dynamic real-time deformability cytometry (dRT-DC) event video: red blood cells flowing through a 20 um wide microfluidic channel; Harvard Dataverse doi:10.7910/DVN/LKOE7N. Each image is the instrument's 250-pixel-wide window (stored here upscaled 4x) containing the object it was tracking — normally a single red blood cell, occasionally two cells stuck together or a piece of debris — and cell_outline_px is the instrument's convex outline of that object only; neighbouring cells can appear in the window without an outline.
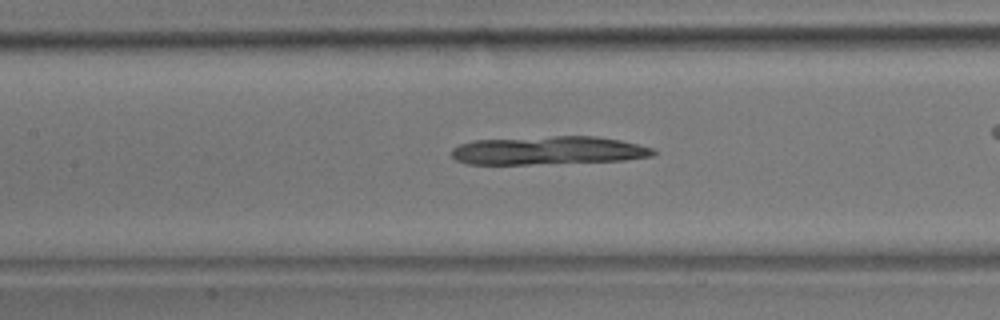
{"species": "common noctule bat (a hibernating species)", "species_latin": "Nyctalus noctula", "temperature_condition": "room temperature", "stored_images_in_passage": 36, "camera_frame_rate_fps": 3000, "um_per_image_px": 0.085, "animal": {"sex": "male", "body_mass_g": 17.9}, "frame": {"image": 1, "passage_image": 18, "time_ms": 5.667, "image_size_px": [1000, 320], "cell_outline_px": [[656, 152], [652, 156], [624, 160], [528, 164], [468, 164], [456, 160], [452, 156], [452, 148], [460, 144], [472, 140], [552, 136], [596, 136], [620, 140], [652, 148]], "centroid_in_image_um": [46.57, 12.78], "position_along_channel_um": 160.8, "area_um2": 33.18}}
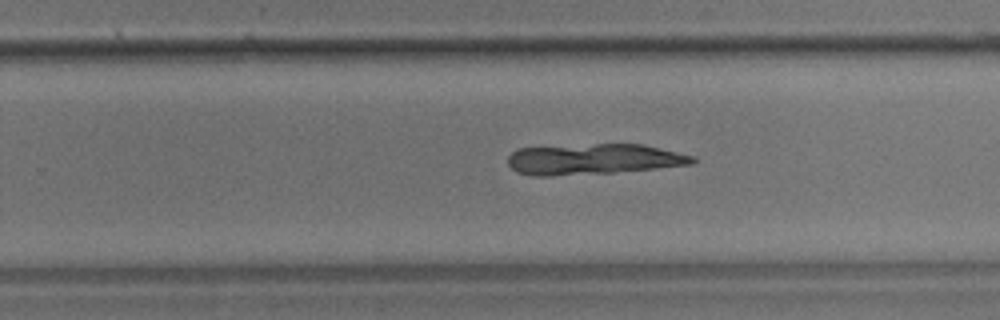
{"frame": {"image": 2, "passage_image": 27, "time_ms": 8.667, "image_size_px": [1000, 320], "cell_outline_px": [[696, 160], [692, 164], [612, 172], [552, 176], [532, 176], [516, 172], [508, 164], [508, 156], [512, 152], [520, 148], [596, 144], [644, 144], [692, 156]], "centroid_in_image_um": [50.38, 13.53], "position_along_channel_um": 279.4, "area_um2": 32.66}}
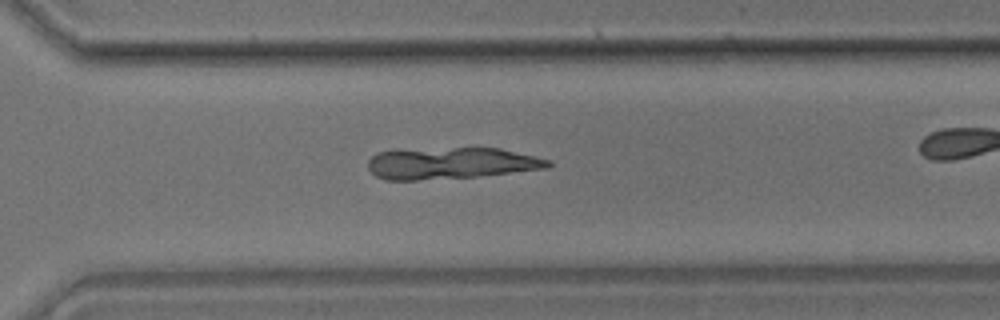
{"frame": {"image": 3, "passage_image": 31, "time_ms": 10.0, "image_size_px": [1000, 320], "cell_outline_px": [[552, 164], [548, 168], [476, 176], [416, 180], [384, 180], [376, 176], [368, 168], [368, 160], [376, 152], [456, 148], [500, 148], [552, 160]], "centroid_in_image_um": [38.36, 13.88], "position_along_channel_um": 332.2, "area_um2": 32.66}}